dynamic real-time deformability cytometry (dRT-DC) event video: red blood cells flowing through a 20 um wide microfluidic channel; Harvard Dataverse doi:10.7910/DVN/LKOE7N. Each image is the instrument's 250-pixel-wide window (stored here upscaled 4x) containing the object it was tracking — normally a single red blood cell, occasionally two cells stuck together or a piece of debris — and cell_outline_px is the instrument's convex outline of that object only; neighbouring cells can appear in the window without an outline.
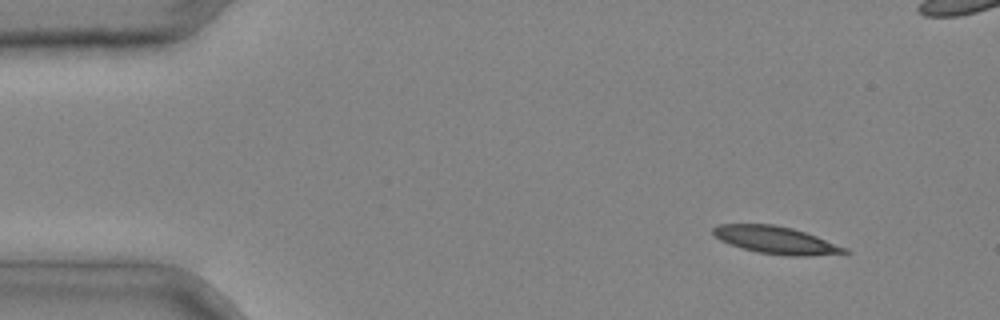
{"species": "common noctule bat (a hibernating species)", "species_latin": "Nyctalus noctula", "temperature_condition": "cold", "stored_images_in_passage": 3, "camera_frame_rate_fps": 3000, "um_per_image_px": 0.085, "animal": {"sex": "male", "body_mass_g": 20.4}, "frame": {"image": 1, "passage_image": 1, "time_ms": 0.0, "image_size_px": [1000, 320], "cell_outline_px": [[852, 252], [812, 256], [788, 256], [760, 252], [744, 248], [720, 240], [712, 232], [712, 228], [716, 224], [772, 224], [792, 228], [816, 236], [848, 248]], "centroid_in_image_um": [65.98, 20.4], "position_along_channel_um": 19.0, "area_um2": 20.81}}